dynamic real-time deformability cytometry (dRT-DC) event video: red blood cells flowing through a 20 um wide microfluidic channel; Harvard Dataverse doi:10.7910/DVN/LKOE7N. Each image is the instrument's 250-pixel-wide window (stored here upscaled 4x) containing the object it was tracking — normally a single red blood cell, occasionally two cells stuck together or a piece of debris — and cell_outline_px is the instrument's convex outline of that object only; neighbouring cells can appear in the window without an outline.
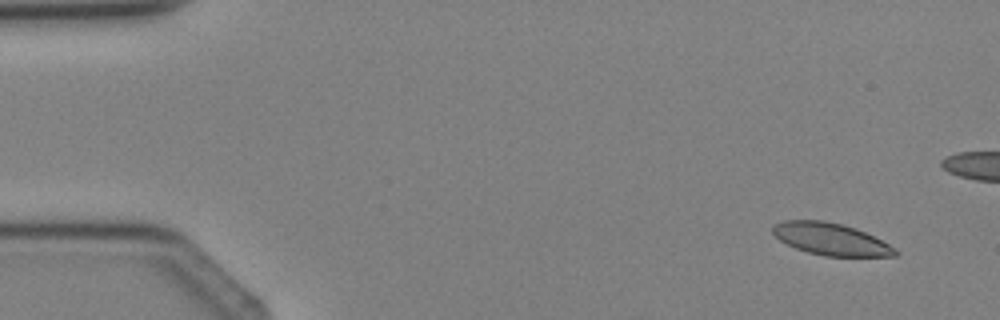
{"species": "Egyptian fruit bat (a non-hibernating species)", "species_latin": "Rousettus aegyptiacus", "temperature_condition": "cold", "stored_images_in_passage": 5, "camera_frame_rate_fps": 3000, "um_per_image_px": 0.085, "animal": {"sex": "female"}, "frame": {"image": 1, "passage_image": 1, "time_ms": 0.0, "image_size_px": [1000, 320], "cell_outline_px": [[900, 252], [896, 256], [824, 256], [808, 252], [796, 248], [780, 240], [772, 232], [772, 224], [784, 220], [824, 220], [856, 228], [888, 244]], "centroid_in_image_um": [70.59, 20.32], "position_along_channel_um": 14.4, "area_um2": 22.72}}